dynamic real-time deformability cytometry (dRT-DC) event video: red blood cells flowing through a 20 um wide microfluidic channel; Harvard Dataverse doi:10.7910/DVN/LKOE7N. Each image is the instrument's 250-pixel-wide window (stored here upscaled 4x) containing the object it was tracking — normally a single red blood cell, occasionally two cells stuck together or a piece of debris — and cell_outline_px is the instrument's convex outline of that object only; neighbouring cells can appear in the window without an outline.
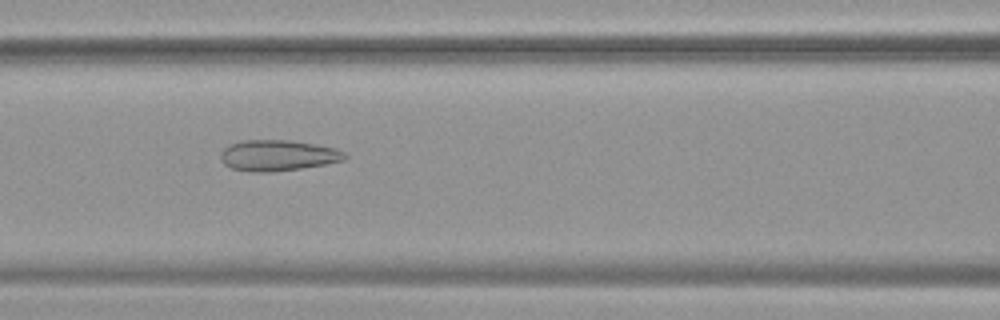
{"species": "common noctule bat (a hibernating species)", "species_latin": "Nyctalus noctula", "temperature_condition": "warm", "stored_images_in_passage": 54, "camera_frame_rate_fps": 3000, "um_per_image_px": 0.085, "animal": {"sex": "female", "body_mass_g": 19.9}, "frame": {"image": 1, "passage_image": 24, "time_ms": 7.667, "image_size_px": [1000, 320], "cell_outline_px": [[348, 156], [344, 160], [324, 164], [300, 168], [272, 172], [252, 172], [232, 168], [224, 164], [220, 160], [220, 152], [228, 144], [240, 140], [292, 140], [336, 148], [344, 152]], "centroid_in_image_um": [23.58, 13.2], "position_along_channel_um": 143.0, "area_um2": 22.48}}
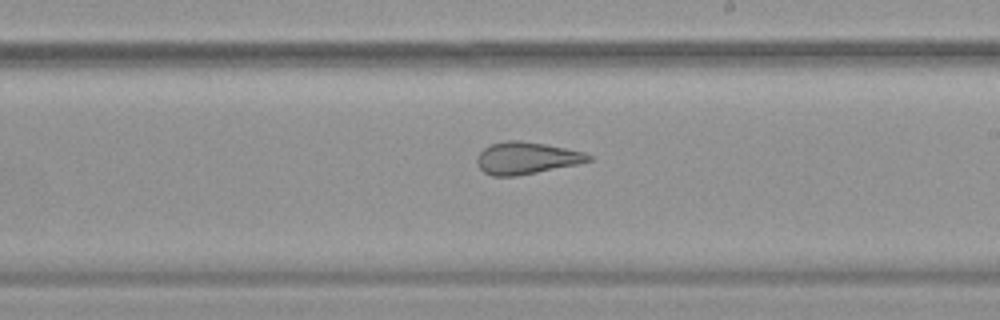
{"frame": {"image": 2, "passage_image": 32, "time_ms": 10.333, "image_size_px": [1000, 320], "cell_outline_px": [[592, 160], [576, 164], [516, 176], [492, 176], [484, 172], [476, 164], [476, 156], [484, 148], [492, 144], [504, 140], [520, 140], [544, 144], [584, 152], [592, 156]], "centroid_in_image_um": [44.7, 13.43], "position_along_channel_um": 244.3, "area_um2": 20.69}}
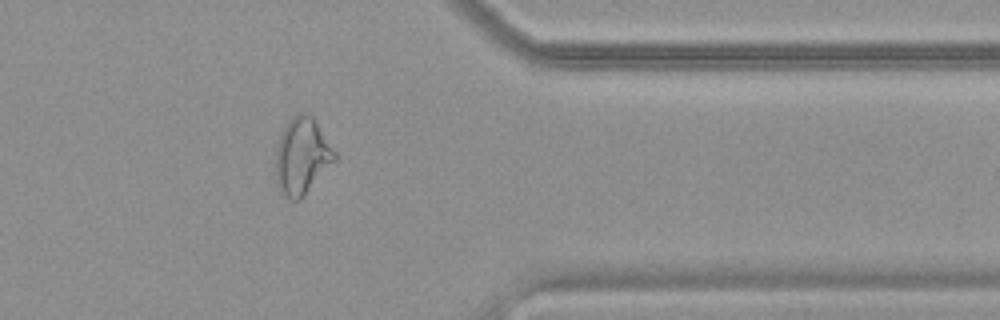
{"frame": {"image": 3, "passage_image": 44, "time_ms": 14.333, "image_size_px": [1000, 320], "cell_outline_px": [[336, 160], [300, 200], [288, 200], [280, 192], [276, 184], [276, 148], [284, 124], [292, 116], [300, 112], [308, 112], [312, 116], [336, 152]], "centroid_in_image_um": [25.65, 13.27], "position_along_channel_um": 385.8, "area_um2": 26.53}, "authors_computed_cell_mechanics": {"area_um2": 27.1371, "velocity_mm_per_s": 3.8208, "shape_relaxation_time_tau1_ms": null, "shape_relaxation_time_tau2_ms": 1.5873, "deformation_change_tau1": null, "deformation_change_tau2": 0.1086}}